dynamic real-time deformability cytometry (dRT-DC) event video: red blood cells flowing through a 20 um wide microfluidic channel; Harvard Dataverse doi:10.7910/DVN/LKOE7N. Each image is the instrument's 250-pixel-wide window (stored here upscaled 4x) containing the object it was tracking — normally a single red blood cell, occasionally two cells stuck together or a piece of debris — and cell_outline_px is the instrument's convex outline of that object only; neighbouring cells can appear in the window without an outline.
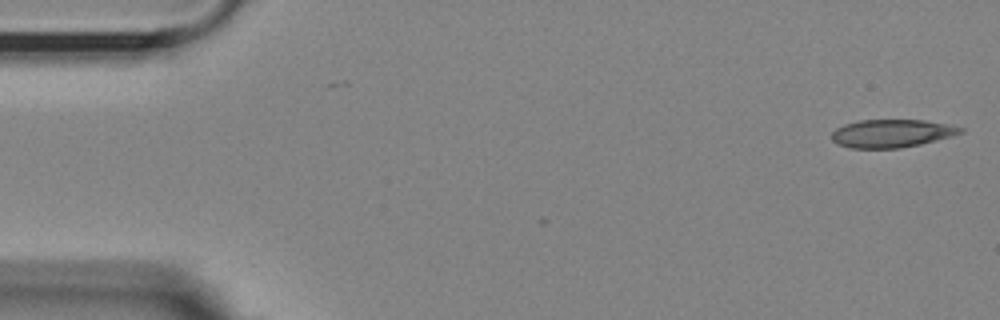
{"species": "Egyptian fruit bat (a non-hibernating species)", "species_latin": "Rousettus aegyptiacus", "temperature_condition": "room temperature", "stored_images_in_passage": 54, "camera_frame_rate_fps": 3000, "um_per_image_px": 0.085, "animal": {"sex": "female"}, "frame": {"image": 1, "passage_image": 1, "time_ms": 0.0, "image_size_px": [1000, 320], "cell_outline_px": [[964, 132], [952, 136], [920, 144], [900, 148], [852, 148], [836, 144], [832, 140], [832, 132], [836, 128], [844, 124], [860, 120], [924, 120], [964, 128]], "centroid_in_image_um": [75.76, 11.34], "position_along_channel_um": 9.2, "area_um2": 20.92}}
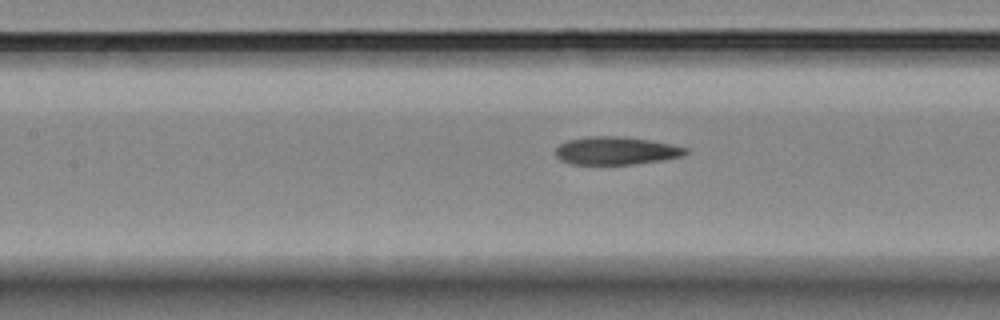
{"frame": {"image": 2, "passage_image": 23, "time_ms": 7.333, "image_size_px": [1000, 320], "cell_outline_px": [[688, 152], [684, 156], [660, 160], [632, 164], [568, 164], [560, 160], [556, 156], [556, 148], [560, 144], [568, 140], [592, 136], [624, 136], [672, 144], [688, 148]], "centroid_in_image_um": [52.37, 12.81], "position_along_channel_um": 155.0, "area_um2": 21.15}}
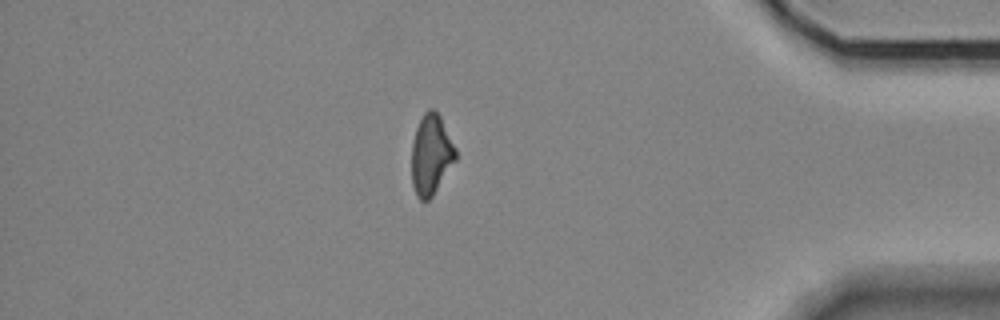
{"frame": {"image": 3, "passage_image": 46, "time_ms": 15.0, "image_size_px": [1000, 320], "cell_outline_px": [[456, 160], [432, 196], [428, 200], [420, 200], [416, 196], [412, 184], [412, 144], [416, 128], [424, 112], [428, 108], [432, 108], [440, 116], [456, 148]], "centroid_in_image_um": [36.64, 13.15], "position_along_channel_um": 398.6, "area_um2": 20.46}}